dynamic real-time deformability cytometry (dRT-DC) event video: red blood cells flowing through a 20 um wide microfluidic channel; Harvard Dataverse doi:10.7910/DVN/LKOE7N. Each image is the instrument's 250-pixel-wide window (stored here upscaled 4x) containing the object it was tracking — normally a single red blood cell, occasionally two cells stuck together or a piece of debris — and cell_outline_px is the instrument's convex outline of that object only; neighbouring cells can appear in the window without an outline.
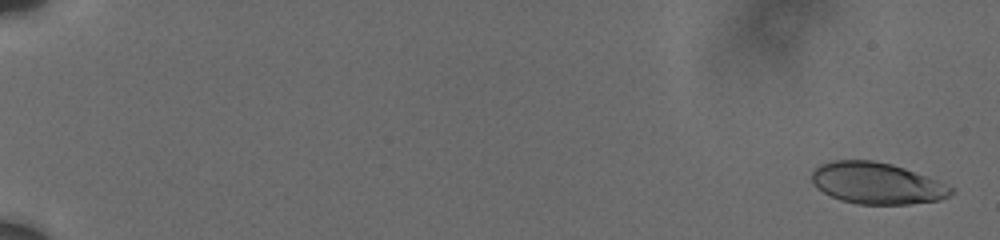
{"species": "human", "species_latin": "Homo sapiens", "temperature_condition": "cold", "stored_images_in_passage": 8, "camera_frame_rate_fps": 3000, "um_per_image_px": 0.085, "donor": {"sex": "male"}, "frame": {"image": 1, "passage_image": 2, "time_ms": 0.333, "image_size_px": [1000, 240], "cell_outline_px": [[956, 192], [940, 200], [908, 204], [856, 204], [840, 200], [824, 192], [812, 180], [812, 172], [820, 164], [832, 160], [872, 160], [892, 164], [904, 168], [936, 180], [952, 188]], "centroid_in_image_um": [74.54, 15.58], "position_along_channel_um": 10.5, "area_um2": 33.35}}